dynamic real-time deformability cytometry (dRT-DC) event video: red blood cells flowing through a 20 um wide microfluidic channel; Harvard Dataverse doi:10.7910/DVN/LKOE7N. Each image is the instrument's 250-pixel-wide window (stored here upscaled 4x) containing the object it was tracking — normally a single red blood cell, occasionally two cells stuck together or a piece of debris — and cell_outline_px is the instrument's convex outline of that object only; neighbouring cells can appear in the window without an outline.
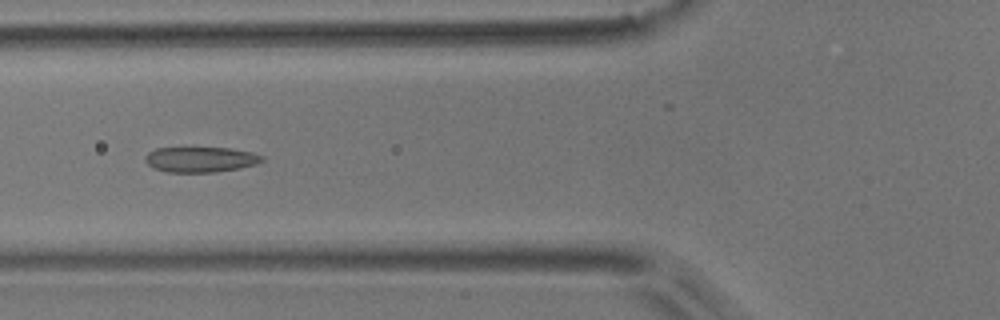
{"species": "common noctule bat (a hibernating species)", "species_latin": "Nyctalus noctula", "temperature_condition": "room temperature", "stored_images_in_passage": 3, "camera_frame_rate_fps": 3000, "um_per_image_px": 0.085, "animal": {"sex": "male", "body_mass_g": 17.9}, "frame": {"image": 1, "passage_image": 3, "time_ms": 0.667, "image_size_px": [1000, 320], "cell_outline_px": [[264, 160], [256, 164], [240, 168], [216, 172], [168, 172], [152, 168], [144, 160], [144, 156], [148, 152], [156, 148], [232, 148], [252, 152], [264, 156]], "centroid_in_image_um": [17.04, 13.55], "position_along_channel_um": 108.8, "area_um2": 17.4}}